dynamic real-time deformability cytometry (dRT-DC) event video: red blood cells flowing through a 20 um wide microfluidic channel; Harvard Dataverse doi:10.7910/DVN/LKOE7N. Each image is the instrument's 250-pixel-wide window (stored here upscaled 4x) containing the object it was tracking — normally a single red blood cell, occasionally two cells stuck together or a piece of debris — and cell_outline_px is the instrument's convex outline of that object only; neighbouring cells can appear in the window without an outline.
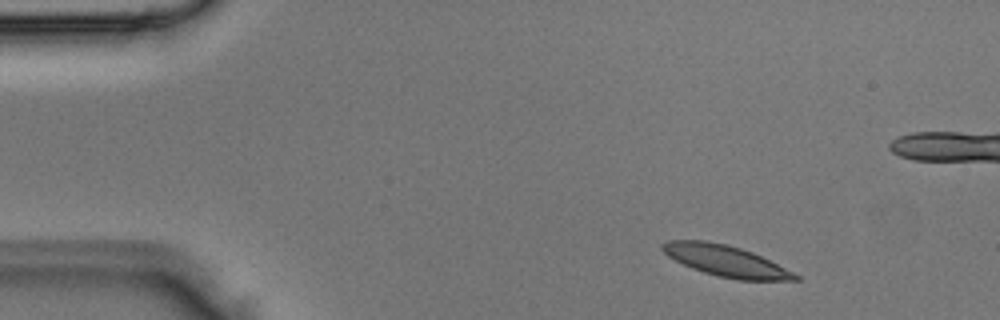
{"species": "Egyptian fruit bat (a non-hibernating species)", "species_latin": "Rousettus aegyptiacus", "temperature_condition": "room temperature", "stored_images_in_passage": 5, "segment_of_instrument_passage": [1, 2], "camera_frame_rate_fps": 3000, "um_per_image_px": 0.085, "animal": {"sex": "male"}, "frame": {"image": 1, "passage_image": 1, "time_ms": 0.0, "image_size_px": [1000, 320], "cell_outline_px": [[800, 280], [736, 280], [704, 272], [692, 268], [668, 256], [660, 248], [660, 244], [668, 240], [704, 240], [728, 244], [752, 252], [800, 276]], "centroid_in_image_um": [61.65, 22.16], "position_along_channel_um": 23.4, "area_um2": 23.76}}
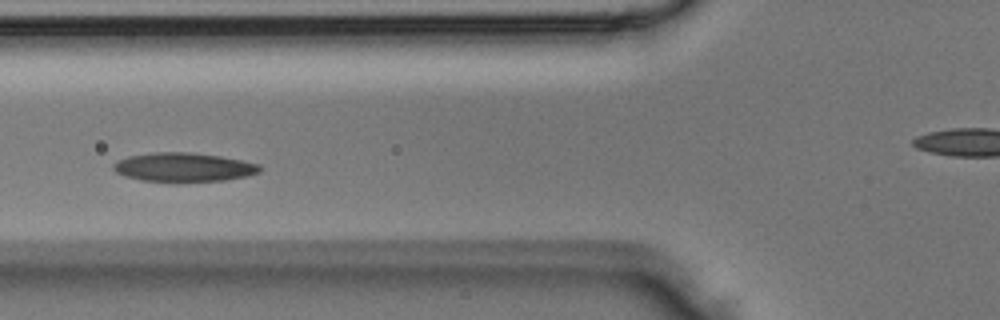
{"frame": {"image": 2, "passage_image": 4, "time_ms": 1.0, "image_size_px": [1000, 320], "cell_outline_px": [[264, 168], [260, 172], [248, 176], [224, 180], [140, 180], [124, 176], [116, 172], [112, 168], [112, 164], [116, 160], [128, 156], [152, 152], [192, 152], [220, 156], [260, 164]], "centroid_in_image_um": [15.6, 14.18], "position_along_channel_um": 110.2, "area_um2": 24.45}}